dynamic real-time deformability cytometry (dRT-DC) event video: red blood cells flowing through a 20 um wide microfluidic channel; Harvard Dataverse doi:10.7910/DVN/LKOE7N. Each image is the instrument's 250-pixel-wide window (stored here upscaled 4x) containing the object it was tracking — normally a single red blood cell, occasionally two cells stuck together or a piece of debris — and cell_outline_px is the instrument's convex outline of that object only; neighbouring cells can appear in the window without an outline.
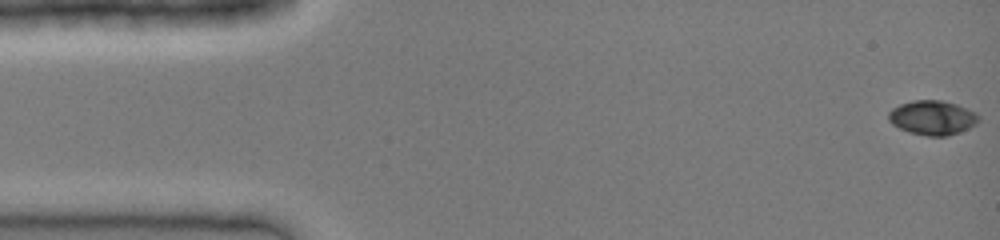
{"species": "common noctule bat (a hibernating species)", "species_latin": "Nyctalus noctula", "temperature_condition": "cold", "stored_images_in_passage": 42, "camera_frame_rate_fps": 3000, "um_per_image_px": 0.085, "animal": {"sex": "female", "body_mass_g": 19.0, "forearm_length_mm": 51.5}, "frame": {"image": 1, "passage_image": 1, "time_ms": 0.0, "image_size_px": [1000, 240], "cell_outline_px": [[980, 120], [976, 124], [960, 132], [948, 136], [928, 136], [908, 132], [892, 124], [888, 120], [888, 112], [892, 108], [900, 104], [912, 100], [940, 100], [956, 104], [980, 116]], "centroid_in_image_um": [79.23, 10.01], "position_along_channel_um": 5.8, "area_um2": 18.03}}
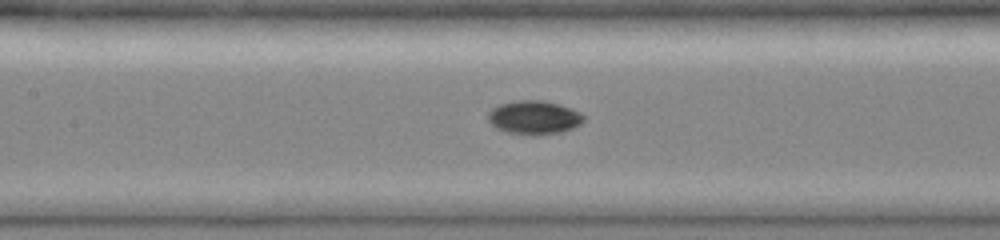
{"frame": {"image": 2, "passage_image": 19, "time_ms": 6.0, "image_size_px": [1000, 240], "cell_outline_px": [[584, 120], [580, 124], [572, 128], [560, 132], [540, 136], [532, 136], [508, 132], [496, 128], [488, 120], [488, 112], [492, 108], [500, 104], [516, 100], [544, 100], [560, 104], [580, 112], [584, 116]], "centroid_in_image_um": [45.39, 9.99], "position_along_channel_um": 162.0, "area_um2": 18.96}}
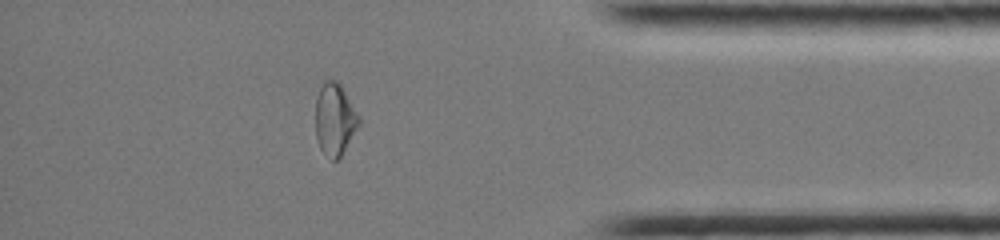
{"frame": {"image": 3, "passage_image": 36, "time_ms": 11.667, "image_size_px": [1000, 240], "cell_outline_px": [[360, 124], [340, 160], [332, 160], [320, 148], [316, 136], [316, 96], [324, 80], [336, 80], [340, 84], [360, 116]], "centroid_in_image_um": [28.47, 10.16], "position_along_channel_um": 406.7, "area_um2": 18.38}}